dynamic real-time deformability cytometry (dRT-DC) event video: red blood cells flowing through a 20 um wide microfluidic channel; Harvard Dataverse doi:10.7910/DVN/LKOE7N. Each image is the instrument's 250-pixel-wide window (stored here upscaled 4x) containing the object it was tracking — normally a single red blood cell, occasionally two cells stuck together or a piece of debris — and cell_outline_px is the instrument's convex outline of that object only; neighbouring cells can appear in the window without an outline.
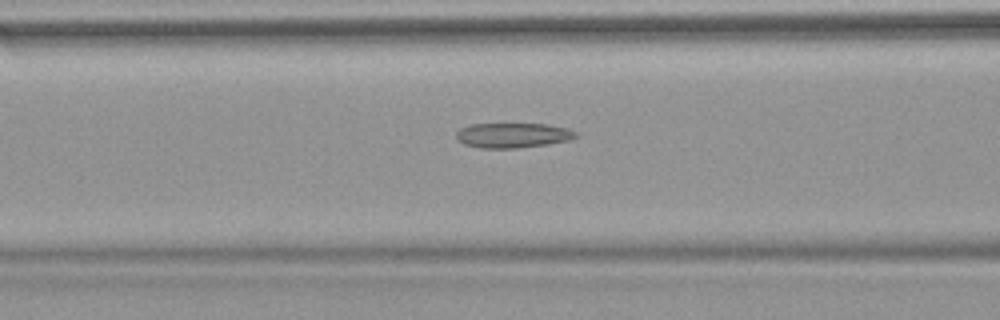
{"species": "common noctule bat (a hibernating species)", "species_latin": "Nyctalus noctula", "temperature_condition": "warm", "stored_images_in_passage": 53, "camera_frame_rate_fps": 3000, "um_per_image_px": 0.085, "animal": {"sex": "female", "body_mass_g": 18.4}, "frame": {"image": 1, "passage_image": 22, "time_ms": 7.0, "image_size_px": [1000, 320], "cell_outline_px": [[580, 136], [568, 140], [548, 144], [516, 148], [480, 148], [464, 144], [456, 140], [456, 132], [460, 128], [472, 124], [544, 124], [568, 128], [580, 132]], "centroid_in_image_um": [43.61, 11.5], "position_along_channel_um": 123.0, "area_um2": 17.51}}
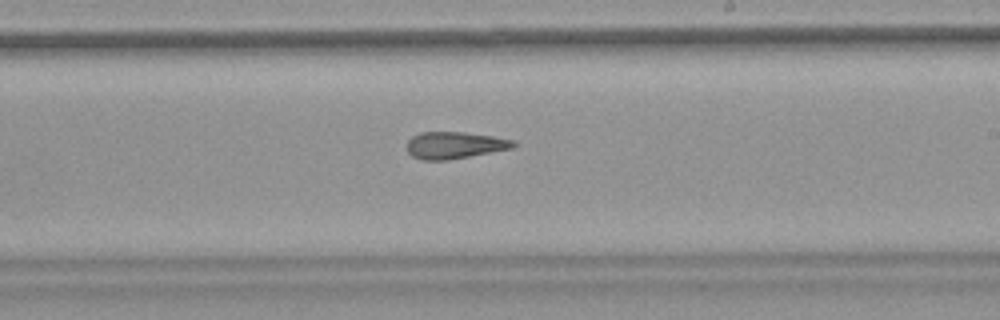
{"frame": {"image": 2, "passage_image": 32, "time_ms": 10.333, "image_size_px": [1000, 320], "cell_outline_px": [[516, 144], [512, 148], [492, 152], [448, 160], [424, 160], [412, 156], [408, 152], [408, 140], [412, 136], [420, 132], [464, 132], [492, 136], [512, 140]], "centroid_in_image_um": [38.62, 12.34], "position_along_channel_um": 250.4, "area_um2": 16.53}}
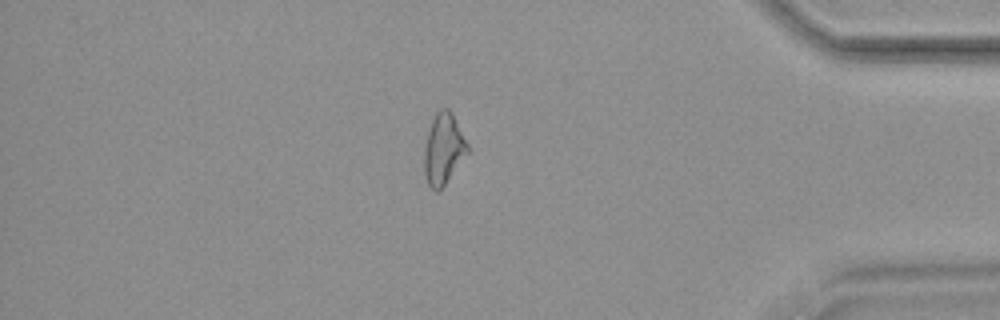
{"frame": {"image": 3, "passage_image": 46, "time_ms": 15.0, "image_size_px": [1000, 320], "cell_outline_px": [[468, 152], [440, 192], [436, 192], [428, 184], [424, 176], [424, 148], [428, 128], [436, 112], [440, 108], [448, 108], [452, 112], [468, 144]], "centroid_in_image_um": [37.68, 12.67], "position_along_channel_um": 397.5, "area_um2": 18.09}, "authors_computed_cell_mechanics": {"area_um2": 18.496, "velocity_mm_per_s": 3.8376, "shape_relaxation_time_tau1_ms": null, "shape_relaxation_time_tau2_ms": 3.8666, "deformation_change_tau1": null, "deformation_change_tau2": 0.1441}}